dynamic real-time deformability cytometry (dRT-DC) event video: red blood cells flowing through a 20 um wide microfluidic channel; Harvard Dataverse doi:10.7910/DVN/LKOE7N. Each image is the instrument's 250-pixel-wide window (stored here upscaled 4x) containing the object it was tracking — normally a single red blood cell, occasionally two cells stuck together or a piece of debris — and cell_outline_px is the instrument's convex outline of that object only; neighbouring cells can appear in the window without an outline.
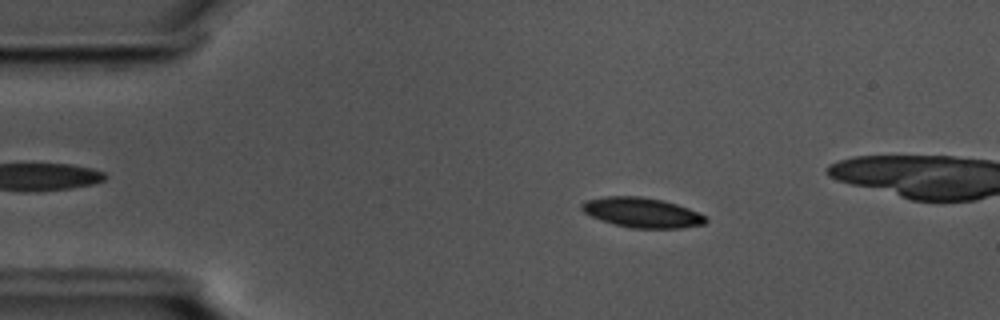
{"species": "common noctule bat (a hibernating species)", "species_latin": "Nyctalus noctula", "temperature_condition": "cold", "stored_images_in_passage": 50, "camera_frame_rate_fps": 3000, "um_per_image_px": 0.085, "animal": {"sex": "male", "body_mass_g": 17.5, "forearm_length_mm": 52.3}, "frame": {"image": 1, "passage_image": 10, "time_ms": 3.0, "image_size_px": [1000, 320], "cell_outline_px": [[708, 220], [704, 224], [680, 228], [632, 228], [600, 220], [584, 212], [580, 208], [580, 204], [584, 200], [604, 196], [640, 196], [660, 200], [676, 204], [688, 208], [708, 216]], "centroid_in_image_um": [54.56, 18.06], "position_along_channel_um": 30.4, "area_um2": 21.62}}
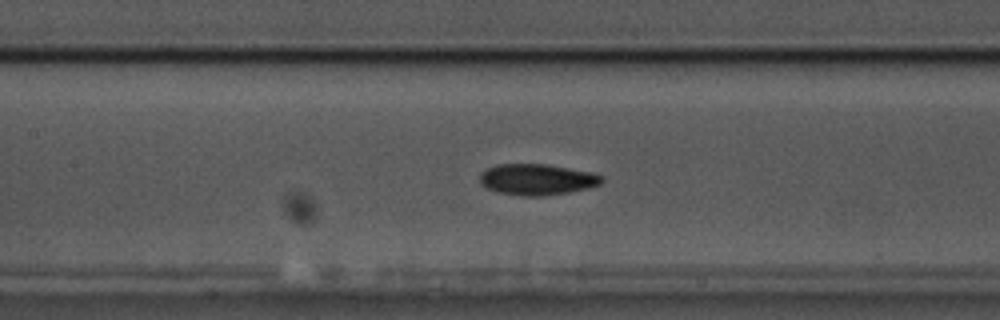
{"frame": {"image": 2, "passage_image": 25, "time_ms": 8.0, "image_size_px": [1000, 320], "cell_outline_px": [[604, 180], [600, 184], [588, 188], [568, 192], [540, 196], [520, 196], [496, 192], [480, 184], [480, 172], [496, 164], [544, 164], [592, 172], [604, 176]], "centroid_in_image_um": [45.63, 15.25], "position_along_channel_um": 161.8, "area_um2": 22.14}}
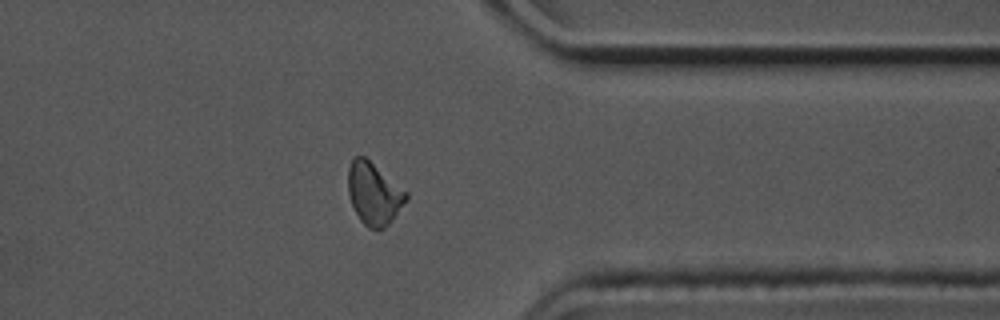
{"frame": {"image": 3, "passage_image": 44, "time_ms": 14.333, "image_size_px": [1000, 320], "cell_outline_px": [[408, 200], [392, 220], [384, 228], [376, 232], [368, 228], [360, 220], [352, 204], [348, 192], [348, 168], [352, 160], [356, 156], [364, 156], [408, 192]], "centroid_in_image_um": [31.8, 16.49], "position_along_channel_um": 379.6, "area_um2": 21.1}}